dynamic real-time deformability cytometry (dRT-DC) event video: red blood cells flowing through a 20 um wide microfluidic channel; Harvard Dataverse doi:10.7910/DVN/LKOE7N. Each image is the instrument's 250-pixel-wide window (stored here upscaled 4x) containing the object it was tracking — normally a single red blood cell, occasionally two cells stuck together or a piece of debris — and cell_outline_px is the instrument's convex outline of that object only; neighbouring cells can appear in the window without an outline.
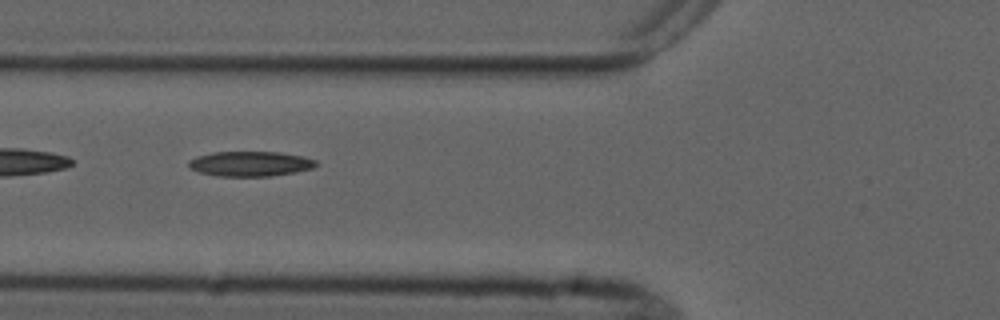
{"species": "common noctule bat (a hibernating species)", "species_latin": "Nyctalus noctula", "temperature_condition": "cold", "stored_images_in_passage": 6, "camera_frame_rate_fps": 3000, "um_per_image_px": 0.085, "animal": {"sex": "male", "forearm_length_mm": 52.5}, "frame": {"image": 1, "passage_image": 6, "time_ms": 6.333, "image_size_px": [1000, 320], "cell_outline_px": [[320, 164], [312, 168], [296, 172], [268, 176], [220, 176], [200, 172], [192, 168], [188, 164], [188, 160], [196, 156], [212, 152], [280, 152], [304, 156], [316, 160]], "centroid_in_image_um": [21.31, 13.91], "position_along_channel_um": 104.5, "area_um2": 18.55}}